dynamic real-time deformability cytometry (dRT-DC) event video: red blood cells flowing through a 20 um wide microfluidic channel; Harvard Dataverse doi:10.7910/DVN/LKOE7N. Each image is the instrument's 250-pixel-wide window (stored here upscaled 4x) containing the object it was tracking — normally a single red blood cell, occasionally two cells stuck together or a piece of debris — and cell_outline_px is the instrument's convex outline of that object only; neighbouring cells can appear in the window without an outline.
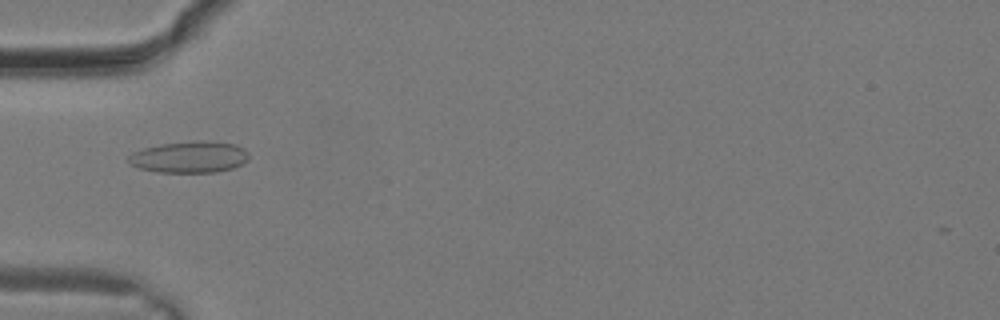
{"species": "common noctule bat (a hibernating species)", "species_latin": "Nyctalus noctula", "temperature_condition": "warm", "stored_images_in_passage": 9, "segment_of_instrument_passage": [1, 2], "camera_frame_rate_fps": 3000, "um_per_image_px": 0.085, "animal": {"sex": "male", "body_mass_g": 19.2, "forearm_length_mm": 51.8}, "frame": {"image": 1, "passage_image": 2, "time_ms": 0.333, "image_size_px": [1000, 320], "cell_outline_px": [[248, 160], [244, 164], [232, 168], [216, 172], [156, 172], [140, 168], [132, 164], [128, 160], [128, 156], [132, 152], [144, 148], [160, 144], [192, 140], [204, 140], [236, 144], [244, 148], [248, 152]], "centroid_in_image_um": [16.14, 13.33], "position_along_channel_um": 68.9, "area_um2": 22.31}}
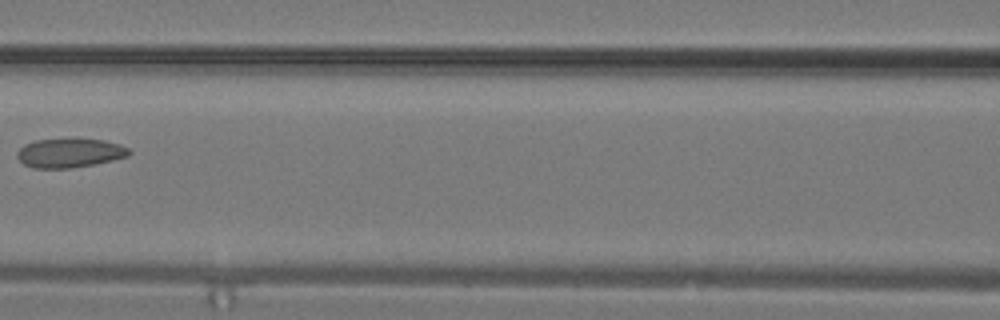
{"frame": {"image": 2, "passage_image": 6, "time_ms": 1.667, "image_size_px": [1000, 320], "cell_outline_px": [[132, 152], [128, 156], [112, 160], [72, 168], [32, 168], [24, 164], [16, 156], [16, 152], [24, 144], [36, 140], [104, 140], [120, 144], [128, 148]], "centroid_in_image_um": [5.91, 13.02], "position_along_channel_um": 160.7, "area_um2": 18.67}}
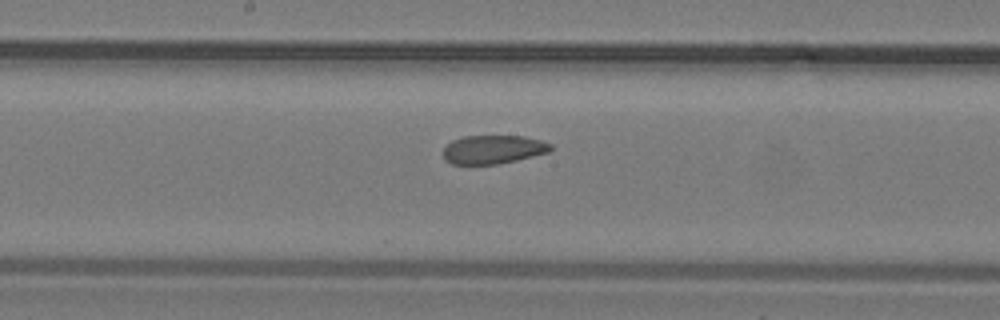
{"frame": {"image": 3, "passage_image": 8, "time_ms": 2.333, "image_size_px": [1000, 320], "cell_outline_px": [[552, 148], [548, 152], [500, 164], [452, 164], [444, 160], [444, 148], [452, 140], [464, 136], [524, 136], [540, 140], [552, 144]], "centroid_in_image_um": [41.91, 12.7], "position_along_channel_um": 206.3, "area_um2": 17.86}}